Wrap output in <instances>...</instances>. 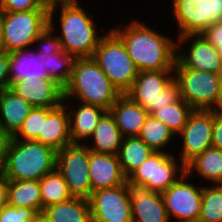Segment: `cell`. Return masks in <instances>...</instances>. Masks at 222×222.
I'll use <instances>...</instances> for the list:
<instances>
[{
  "label": "cell",
  "instance_id": "cell-40",
  "mask_svg": "<svg viewBox=\"0 0 222 222\" xmlns=\"http://www.w3.org/2000/svg\"><path fill=\"white\" fill-rule=\"evenodd\" d=\"M9 53L0 49V91L10 87Z\"/></svg>",
  "mask_w": 222,
  "mask_h": 222
},
{
  "label": "cell",
  "instance_id": "cell-21",
  "mask_svg": "<svg viewBox=\"0 0 222 222\" xmlns=\"http://www.w3.org/2000/svg\"><path fill=\"white\" fill-rule=\"evenodd\" d=\"M32 108L29 102L9 88L0 91V127L13 137Z\"/></svg>",
  "mask_w": 222,
  "mask_h": 222
},
{
  "label": "cell",
  "instance_id": "cell-46",
  "mask_svg": "<svg viewBox=\"0 0 222 222\" xmlns=\"http://www.w3.org/2000/svg\"><path fill=\"white\" fill-rule=\"evenodd\" d=\"M218 78H219V82H220V86H221V91H222V66L218 72Z\"/></svg>",
  "mask_w": 222,
  "mask_h": 222
},
{
  "label": "cell",
  "instance_id": "cell-6",
  "mask_svg": "<svg viewBox=\"0 0 222 222\" xmlns=\"http://www.w3.org/2000/svg\"><path fill=\"white\" fill-rule=\"evenodd\" d=\"M174 80L179 86V96L194 110L222 109V91L218 74L184 68L177 60Z\"/></svg>",
  "mask_w": 222,
  "mask_h": 222
},
{
  "label": "cell",
  "instance_id": "cell-15",
  "mask_svg": "<svg viewBox=\"0 0 222 222\" xmlns=\"http://www.w3.org/2000/svg\"><path fill=\"white\" fill-rule=\"evenodd\" d=\"M190 40V42H189ZM176 60L184 67L196 71H207L218 74L222 66V58L217 48L208 42L201 34H186L177 38ZM187 45L189 50L186 54L180 45Z\"/></svg>",
  "mask_w": 222,
  "mask_h": 222
},
{
  "label": "cell",
  "instance_id": "cell-19",
  "mask_svg": "<svg viewBox=\"0 0 222 222\" xmlns=\"http://www.w3.org/2000/svg\"><path fill=\"white\" fill-rule=\"evenodd\" d=\"M89 176L91 194L97 190L113 188L127 182L117 155L90 151Z\"/></svg>",
  "mask_w": 222,
  "mask_h": 222
},
{
  "label": "cell",
  "instance_id": "cell-34",
  "mask_svg": "<svg viewBox=\"0 0 222 222\" xmlns=\"http://www.w3.org/2000/svg\"><path fill=\"white\" fill-rule=\"evenodd\" d=\"M56 9H58L56 5L49 7V26L34 41V44H41L38 51H35V53L39 54L41 57H47L51 54L61 53L64 51L59 36L55 35L56 28L55 23L53 22L55 20L54 15L57 12Z\"/></svg>",
  "mask_w": 222,
  "mask_h": 222
},
{
  "label": "cell",
  "instance_id": "cell-9",
  "mask_svg": "<svg viewBox=\"0 0 222 222\" xmlns=\"http://www.w3.org/2000/svg\"><path fill=\"white\" fill-rule=\"evenodd\" d=\"M184 173L186 166L183 163L178 164L173 154L153 152L127 177V182L144 185L151 191L162 193L176 183Z\"/></svg>",
  "mask_w": 222,
  "mask_h": 222
},
{
  "label": "cell",
  "instance_id": "cell-30",
  "mask_svg": "<svg viewBox=\"0 0 222 222\" xmlns=\"http://www.w3.org/2000/svg\"><path fill=\"white\" fill-rule=\"evenodd\" d=\"M194 109L181 97L173 103L164 106L155 111L152 115L164 123L169 130L177 137L184 128L189 118V115Z\"/></svg>",
  "mask_w": 222,
  "mask_h": 222
},
{
  "label": "cell",
  "instance_id": "cell-14",
  "mask_svg": "<svg viewBox=\"0 0 222 222\" xmlns=\"http://www.w3.org/2000/svg\"><path fill=\"white\" fill-rule=\"evenodd\" d=\"M213 110H194L178 135L183 140L180 161L185 166L212 146Z\"/></svg>",
  "mask_w": 222,
  "mask_h": 222
},
{
  "label": "cell",
  "instance_id": "cell-8",
  "mask_svg": "<svg viewBox=\"0 0 222 222\" xmlns=\"http://www.w3.org/2000/svg\"><path fill=\"white\" fill-rule=\"evenodd\" d=\"M125 95L145 108L150 115L180 97L174 70L139 72Z\"/></svg>",
  "mask_w": 222,
  "mask_h": 222
},
{
  "label": "cell",
  "instance_id": "cell-35",
  "mask_svg": "<svg viewBox=\"0 0 222 222\" xmlns=\"http://www.w3.org/2000/svg\"><path fill=\"white\" fill-rule=\"evenodd\" d=\"M43 127V107H33L22 126L13 136L15 140L35 141Z\"/></svg>",
  "mask_w": 222,
  "mask_h": 222
},
{
  "label": "cell",
  "instance_id": "cell-26",
  "mask_svg": "<svg viewBox=\"0 0 222 222\" xmlns=\"http://www.w3.org/2000/svg\"><path fill=\"white\" fill-rule=\"evenodd\" d=\"M43 213L50 222H91L89 199L72 197L70 200L48 206Z\"/></svg>",
  "mask_w": 222,
  "mask_h": 222
},
{
  "label": "cell",
  "instance_id": "cell-31",
  "mask_svg": "<svg viewBox=\"0 0 222 222\" xmlns=\"http://www.w3.org/2000/svg\"><path fill=\"white\" fill-rule=\"evenodd\" d=\"M174 136L164 123L150 114L147 116L141 132L138 135L154 152H167L163 150V148L167 147L170 142L173 141Z\"/></svg>",
  "mask_w": 222,
  "mask_h": 222
},
{
  "label": "cell",
  "instance_id": "cell-3",
  "mask_svg": "<svg viewBox=\"0 0 222 222\" xmlns=\"http://www.w3.org/2000/svg\"><path fill=\"white\" fill-rule=\"evenodd\" d=\"M60 6L59 39L63 50L75 58H91L103 34L98 35L96 23L78 0L56 4Z\"/></svg>",
  "mask_w": 222,
  "mask_h": 222
},
{
  "label": "cell",
  "instance_id": "cell-16",
  "mask_svg": "<svg viewBox=\"0 0 222 222\" xmlns=\"http://www.w3.org/2000/svg\"><path fill=\"white\" fill-rule=\"evenodd\" d=\"M9 89L33 107L56 108L63 102V88L50 78L12 81Z\"/></svg>",
  "mask_w": 222,
  "mask_h": 222
},
{
  "label": "cell",
  "instance_id": "cell-2",
  "mask_svg": "<svg viewBox=\"0 0 222 222\" xmlns=\"http://www.w3.org/2000/svg\"><path fill=\"white\" fill-rule=\"evenodd\" d=\"M121 94L93 58H76L71 78L63 88V100L77 98L109 111Z\"/></svg>",
  "mask_w": 222,
  "mask_h": 222
},
{
  "label": "cell",
  "instance_id": "cell-5",
  "mask_svg": "<svg viewBox=\"0 0 222 222\" xmlns=\"http://www.w3.org/2000/svg\"><path fill=\"white\" fill-rule=\"evenodd\" d=\"M92 58L120 94H125L138 76L122 40L111 29L101 37Z\"/></svg>",
  "mask_w": 222,
  "mask_h": 222
},
{
  "label": "cell",
  "instance_id": "cell-23",
  "mask_svg": "<svg viewBox=\"0 0 222 222\" xmlns=\"http://www.w3.org/2000/svg\"><path fill=\"white\" fill-rule=\"evenodd\" d=\"M89 139L93 141V144L86 145L90 151L101 154L117 155L123 137L109 111H106L99 119Z\"/></svg>",
  "mask_w": 222,
  "mask_h": 222
},
{
  "label": "cell",
  "instance_id": "cell-12",
  "mask_svg": "<svg viewBox=\"0 0 222 222\" xmlns=\"http://www.w3.org/2000/svg\"><path fill=\"white\" fill-rule=\"evenodd\" d=\"M189 177L187 172L184 173L176 183L161 193L170 221L172 215L179 222H198L203 187H196L195 184L187 182Z\"/></svg>",
  "mask_w": 222,
  "mask_h": 222
},
{
  "label": "cell",
  "instance_id": "cell-1",
  "mask_svg": "<svg viewBox=\"0 0 222 222\" xmlns=\"http://www.w3.org/2000/svg\"><path fill=\"white\" fill-rule=\"evenodd\" d=\"M111 30L122 40L139 72L174 69L177 41L172 37L170 39L133 19L123 28L119 26Z\"/></svg>",
  "mask_w": 222,
  "mask_h": 222
},
{
  "label": "cell",
  "instance_id": "cell-41",
  "mask_svg": "<svg viewBox=\"0 0 222 222\" xmlns=\"http://www.w3.org/2000/svg\"><path fill=\"white\" fill-rule=\"evenodd\" d=\"M12 136L0 127V172L3 171Z\"/></svg>",
  "mask_w": 222,
  "mask_h": 222
},
{
  "label": "cell",
  "instance_id": "cell-44",
  "mask_svg": "<svg viewBox=\"0 0 222 222\" xmlns=\"http://www.w3.org/2000/svg\"><path fill=\"white\" fill-rule=\"evenodd\" d=\"M46 6L50 7L52 5L60 4V3H69L76 0H41Z\"/></svg>",
  "mask_w": 222,
  "mask_h": 222
},
{
  "label": "cell",
  "instance_id": "cell-27",
  "mask_svg": "<svg viewBox=\"0 0 222 222\" xmlns=\"http://www.w3.org/2000/svg\"><path fill=\"white\" fill-rule=\"evenodd\" d=\"M153 152L154 151L138 136L124 137L117 153L124 175L128 177L135 169L141 166Z\"/></svg>",
  "mask_w": 222,
  "mask_h": 222
},
{
  "label": "cell",
  "instance_id": "cell-25",
  "mask_svg": "<svg viewBox=\"0 0 222 222\" xmlns=\"http://www.w3.org/2000/svg\"><path fill=\"white\" fill-rule=\"evenodd\" d=\"M7 204L43 212L41 189L37 180H8Z\"/></svg>",
  "mask_w": 222,
  "mask_h": 222
},
{
  "label": "cell",
  "instance_id": "cell-22",
  "mask_svg": "<svg viewBox=\"0 0 222 222\" xmlns=\"http://www.w3.org/2000/svg\"><path fill=\"white\" fill-rule=\"evenodd\" d=\"M66 108H68L69 114V125H70V136L72 143H80V141L87 140L92 135L95 127L99 119L106 112L105 109L91 105L82 103L76 109H72L68 107L67 100H63L62 102ZM75 110V111H74Z\"/></svg>",
  "mask_w": 222,
  "mask_h": 222
},
{
  "label": "cell",
  "instance_id": "cell-10",
  "mask_svg": "<svg viewBox=\"0 0 222 222\" xmlns=\"http://www.w3.org/2000/svg\"><path fill=\"white\" fill-rule=\"evenodd\" d=\"M89 155L86 142L72 143L57 152L56 168L63 175L73 197H91Z\"/></svg>",
  "mask_w": 222,
  "mask_h": 222
},
{
  "label": "cell",
  "instance_id": "cell-33",
  "mask_svg": "<svg viewBox=\"0 0 222 222\" xmlns=\"http://www.w3.org/2000/svg\"><path fill=\"white\" fill-rule=\"evenodd\" d=\"M198 222H222V184L203 186Z\"/></svg>",
  "mask_w": 222,
  "mask_h": 222
},
{
  "label": "cell",
  "instance_id": "cell-42",
  "mask_svg": "<svg viewBox=\"0 0 222 222\" xmlns=\"http://www.w3.org/2000/svg\"><path fill=\"white\" fill-rule=\"evenodd\" d=\"M8 179L0 172V208L7 204Z\"/></svg>",
  "mask_w": 222,
  "mask_h": 222
},
{
  "label": "cell",
  "instance_id": "cell-18",
  "mask_svg": "<svg viewBox=\"0 0 222 222\" xmlns=\"http://www.w3.org/2000/svg\"><path fill=\"white\" fill-rule=\"evenodd\" d=\"M35 141L51 147L56 152L72 144L69 114L63 103L56 108L43 107L42 132Z\"/></svg>",
  "mask_w": 222,
  "mask_h": 222
},
{
  "label": "cell",
  "instance_id": "cell-28",
  "mask_svg": "<svg viewBox=\"0 0 222 222\" xmlns=\"http://www.w3.org/2000/svg\"><path fill=\"white\" fill-rule=\"evenodd\" d=\"M193 170L214 184H222V150L213 146L206 149L186 165L189 175Z\"/></svg>",
  "mask_w": 222,
  "mask_h": 222
},
{
  "label": "cell",
  "instance_id": "cell-45",
  "mask_svg": "<svg viewBox=\"0 0 222 222\" xmlns=\"http://www.w3.org/2000/svg\"><path fill=\"white\" fill-rule=\"evenodd\" d=\"M2 28H3L2 13H0V45L2 40Z\"/></svg>",
  "mask_w": 222,
  "mask_h": 222
},
{
  "label": "cell",
  "instance_id": "cell-24",
  "mask_svg": "<svg viewBox=\"0 0 222 222\" xmlns=\"http://www.w3.org/2000/svg\"><path fill=\"white\" fill-rule=\"evenodd\" d=\"M10 83L17 80H33L48 78L43 67L42 57L33 52V49L17 50L9 53Z\"/></svg>",
  "mask_w": 222,
  "mask_h": 222
},
{
  "label": "cell",
  "instance_id": "cell-32",
  "mask_svg": "<svg viewBox=\"0 0 222 222\" xmlns=\"http://www.w3.org/2000/svg\"><path fill=\"white\" fill-rule=\"evenodd\" d=\"M75 60L74 56L65 51L42 57L43 67L48 78L54 80L62 88L68 84L71 78Z\"/></svg>",
  "mask_w": 222,
  "mask_h": 222
},
{
  "label": "cell",
  "instance_id": "cell-43",
  "mask_svg": "<svg viewBox=\"0 0 222 222\" xmlns=\"http://www.w3.org/2000/svg\"><path fill=\"white\" fill-rule=\"evenodd\" d=\"M30 222H50L43 212L36 213Z\"/></svg>",
  "mask_w": 222,
  "mask_h": 222
},
{
  "label": "cell",
  "instance_id": "cell-11",
  "mask_svg": "<svg viewBox=\"0 0 222 222\" xmlns=\"http://www.w3.org/2000/svg\"><path fill=\"white\" fill-rule=\"evenodd\" d=\"M172 13L178 37L201 34L211 24L222 21V0H173Z\"/></svg>",
  "mask_w": 222,
  "mask_h": 222
},
{
  "label": "cell",
  "instance_id": "cell-13",
  "mask_svg": "<svg viewBox=\"0 0 222 222\" xmlns=\"http://www.w3.org/2000/svg\"><path fill=\"white\" fill-rule=\"evenodd\" d=\"M91 222H133L127 182L92 192Z\"/></svg>",
  "mask_w": 222,
  "mask_h": 222
},
{
  "label": "cell",
  "instance_id": "cell-7",
  "mask_svg": "<svg viewBox=\"0 0 222 222\" xmlns=\"http://www.w3.org/2000/svg\"><path fill=\"white\" fill-rule=\"evenodd\" d=\"M2 40L0 49L7 53L25 50L49 26V9L2 11Z\"/></svg>",
  "mask_w": 222,
  "mask_h": 222
},
{
  "label": "cell",
  "instance_id": "cell-29",
  "mask_svg": "<svg viewBox=\"0 0 222 222\" xmlns=\"http://www.w3.org/2000/svg\"><path fill=\"white\" fill-rule=\"evenodd\" d=\"M39 184L43 209L54 204L66 202L73 197L69 193L63 175L57 168L44 175L39 180Z\"/></svg>",
  "mask_w": 222,
  "mask_h": 222
},
{
  "label": "cell",
  "instance_id": "cell-20",
  "mask_svg": "<svg viewBox=\"0 0 222 222\" xmlns=\"http://www.w3.org/2000/svg\"><path fill=\"white\" fill-rule=\"evenodd\" d=\"M122 137L138 136L149 115L145 108L121 94L109 109Z\"/></svg>",
  "mask_w": 222,
  "mask_h": 222
},
{
  "label": "cell",
  "instance_id": "cell-4",
  "mask_svg": "<svg viewBox=\"0 0 222 222\" xmlns=\"http://www.w3.org/2000/svg\"><path fill=\"white\" fill-rule=\"evenodd\" d=\"M57 152L38 141L12 138L3 173L8 180H37L56 169Z\"/></svg>",
  "mask_w": 222,
  "mask_h": 222
},
{
  "label": "cell",
  "instance_id": "cell-37",
  "mask_svg": "<svg viewBox=\"0 0 222 222\" xmlns=\"http://www.w3.org/2000/svg\"><path fill=\"white\" fill-rule=\"evenodd\" d=\"M2 11L19 12L35 9H49L41 0H0Z\"/></svg>",
  "mask_w": 222,
  "mask_h": 222
},
{
  "label": "cell",
  "instance_id": "cell-36",
  "mask_svg": "<svg viewBox=\"0 0 222 222\" xmlns=\"http://www.w3.org/2000/svg\"><path fill=\"white\" fill-rule=\"evenodd\" d=\"M35 214L29 208L6 204L0 208V222H30Z\"/></svg>",
  "mask_w": 222,
  "mask_h": 222
},
{
  "label": "cell",
  "instance_id": "cell-38",
  "mask_svg": "<svg viewBox=\"0 0 222 222\" xmlns=\"http://www.w3.org/2000/svg\"><path fill=\"white\" fill-rule=\"evenodd\" d=\"M201 35L211 44H213L222 58V21L211 24Z\"/></svg>",
  "mask_w": 222,
  "mask_h": 222
},
{
  "label": "cell",
  "instance_id": "cell-39",
  "mask_svg": "<svg viewBox=\"0 0 222 222\" xmlns=\"http://www.w3.org/2000/svg\"><path fill=\"white\" fill-rule=\"evenodd\" d=\"M212 146L222 150V109L213 110Z\"/></svg>",
  "mask_w": 222,
  "mask_h": 222
},
{
  "label": "cell",
  "instance_id": "cell-17",
  "mask_svg": "<svg viewBox=\"0 0 222 222\" xmlns=\"http://www.w3.org/2000/svg\"><path fill=\"white\" fill-rule=\"evenodd\" d=\"M133 222H169L163 196L147 186L128 183Z\"/></svg>",
  "mask_w": 222,
  "mask_h": 222
}]
</instances>
